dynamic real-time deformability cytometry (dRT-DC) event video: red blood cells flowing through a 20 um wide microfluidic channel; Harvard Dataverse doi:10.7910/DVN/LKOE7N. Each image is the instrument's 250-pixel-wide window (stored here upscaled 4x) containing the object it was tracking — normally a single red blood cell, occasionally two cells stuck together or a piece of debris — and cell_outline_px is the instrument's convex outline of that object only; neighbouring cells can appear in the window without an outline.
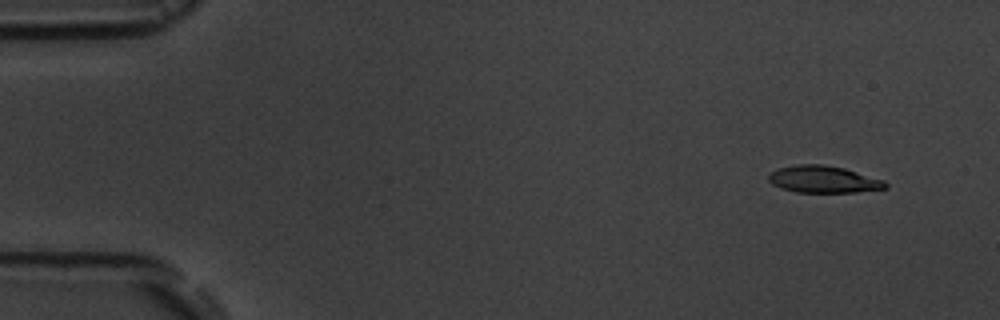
{"species": "common noctule bat (a hibernating species)", "species_latin": "Nyctalus noctula", "temperature_condition": "room temperature", "stored_images_in_passage": 6, "segment_of_instrument_passage": [1, 2], "camera_frame_rate_fps": 3000, "um_per_image_px": 0.085, "animal": {"sex": "male", "body_mass_g": 19.5, "forearm_length_mm": 54.6}, "frame": {"image": 1, "passage_image": 2, "time_ms": 1.333, "image_size_px": [1000, 320], "cell_outline_px": [[888, 188], [856, 192], [796, 192], [780, 188], [772, 184], [768, 180], [768, 176], [772, 172], [780, 168], [796, 164], [824, 164], [844, 168], [884, 180], [888, 184]], "centroid_in_image_um": [70.0, 15.24], "position_along_channel_um": 15.0, "area_um2": 18.38}}